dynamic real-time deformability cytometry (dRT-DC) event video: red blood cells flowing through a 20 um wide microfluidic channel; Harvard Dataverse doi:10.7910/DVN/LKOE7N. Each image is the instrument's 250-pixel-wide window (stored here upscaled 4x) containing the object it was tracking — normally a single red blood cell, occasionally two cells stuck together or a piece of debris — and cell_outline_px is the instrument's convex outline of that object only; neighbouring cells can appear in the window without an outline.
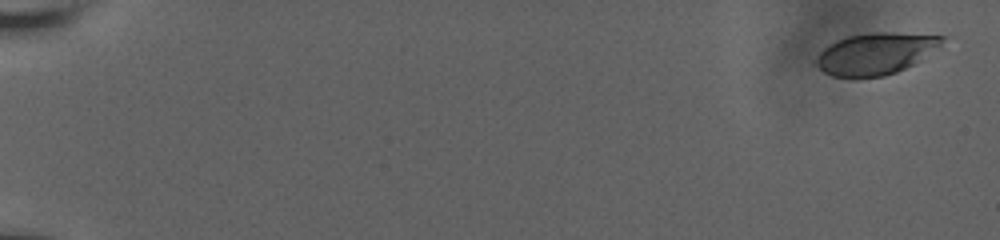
{"species": "human", "species_latin": "Homo sapiens", "temperature_condition": "room temperature", "stored_images_in_passage": 11, "camera_frame_rate_fps": 3000, "um_per_image_px": 0.085, "donor": {"sex": "male"}, "frame": {"image": 1, "passage_image": 1, "time_ms": 0.0, "image_size_px": [1000, 240], "cell_outline_px": [[948, 36], [940, 44], [912, 64], [896, 72], [884, 76], [856, 80], [852, 80], [832, 76], [824, 72], [816, 64], [816, 60], [820, 52], [828, 44], [836, 40], [848, 36], [872, 32], [892, 32]], "centroid_in_image_um": [74.35, 4.58], "position_along_channel_um": 10.6, "area_um2": 30.69}}
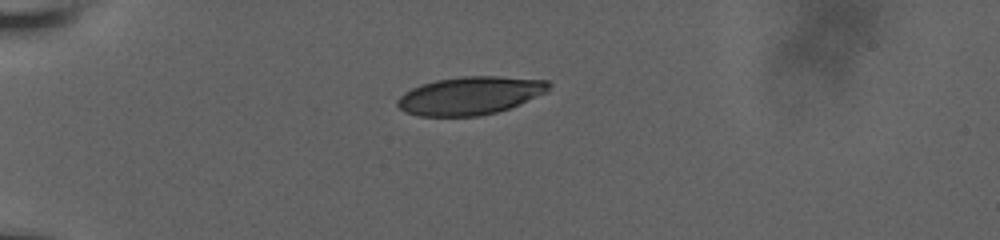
{"frame": {"image": 2, "passage_image": 7, "time_ms": 5.333, "image_size_px": [1000, 240], "cell_outline_px": [[552, 84], [548, 92], [520, 104], [496, 112], [480, 116], [420, 116], [404, 112], [396, 104], [396, 100], [404, 92], [412, 88], [436, 80], [460, 76], [496, 76], [548, 80]], "centroid_in_image_um": [39.98, 8.12], "position_along_channel_um": 45.0, "area_um2": 33.7}}
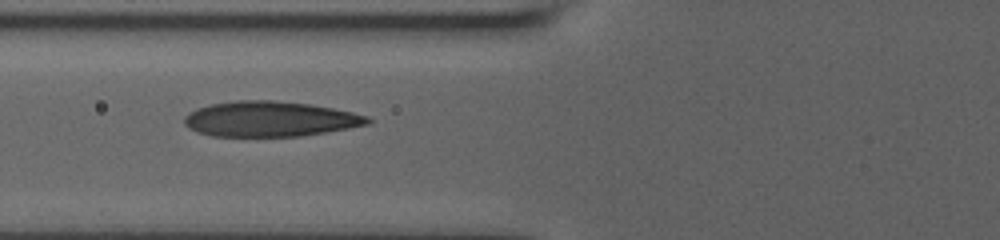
{"frame": {"image": 3, "passage_image": 10, "time_ms": 8.0, "image_size_px": [1000, 240], "cell_outline_px": [[372, 124], [300, 136], [212, 136], [188, 128], [184, 124], [184, 116], [188, 112], [196, 108], [212, 104], [236, 100], [272, 100], [312, 104], [352, 112], [368, 116], [372, 120]], "centroid_in_image_um": [22.95, 10.11], "position_along_channel_um": 102.8, "area_um2": 37.74}}